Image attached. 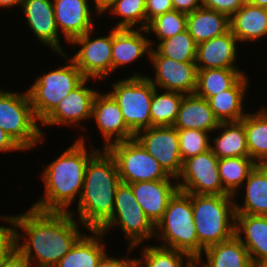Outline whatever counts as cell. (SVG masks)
I'll return each instance as SVG.
<instances>
[{
    "label": "cell",
    "mask_w": 267,
    "mask_h": 267,
    "mask_svg": "<svg viewBox=\"0 0 267 267\" xmlns=\"http://www.w3.org/2000/svg\"><path fill=\"white\" fill-rule=\"evenodd\" d=\"M229 26L238 41L267 36V9L245 3L229 18Z\"/></svg>",
    "instance_id": "obj_24"
},
{
    "label": "cell",
    "mask_w": 267,
    "mask_h": 267,
    "mask_svg": "<svg viewBox=\"0 0 267 267\" xmlns=\"http://www.w3.org/2000/svg\"><path fill=\"white\" fill-rule=\"evenodd\" d=\"M36 120L27 91L18 94L0 90V128L23 150L43 140Z\"/></svg>",
    "instance_id": "obj_6"
},
{
    "label": "cell",
    "mask_w": 267,
    "mask_h": 267,
    "mask_svg": "<svg viewBox=\"0 0 267 267\" xmlns=\"http://www.w3.org/2000/svg\"><path fill=\"white\" fill-rule=\"evenodd\" d=\"M108 36L90 40V33L74 38L70 43L81 45L71 58L86 79L105 78L112 72V31Z\"/></svg>",
    "instance_id": "obj_13"
},
{
    "label": "cell",
    "mask_w": 267,
    "mask_h": 267,
    "mask_svg": "<svg viewBox=\"0 0 267 267\" xmlns=\"http://www.w3.org/2000/svg\"><path fill=\"white\" fill-rule=\"evenodd\" d=\"M69 60V65L36 79L34 85L27 91L38 121L43 122L60 101L86 79L73 60Z\"/></svg>",
    "instance_id": "obj_7"
},
{
    "label": "cell",
    "mask_w": 267,
    "mask_h": 267,
    "mask_svg": "<svg viewBox=\"0 0 267 267\" xmlns=\"http://www.w3.org/2000/svg\"><path fill=\"white\" fill-rule=\"evenodd\" d=\"M142 254L143 261L135 259V267H184V256L188 258L185 267H189L195 261L183 251L163 246L148 245Z\"/></svg>",
    "instance_id": "obj_35"
},
{
    "label": "cell",
    "mask_w": 267,
    "mask_h": 267,
    "mask_svg": "<svg viewBox=\"0 0 267 267\" xmlns=\"http://www.w3.org/2000/svg\"><path fill=\"white\" fill-rule=\"evenodd\" d=\"M115 0H95L98 13L106 12L114 3Z\"/></svg>",
    "instance_id": "obj_47"
},
{
    "label": "cell",
    "mask_w": 267,
    "mask_h": 267,
    "mask_svg": "<svg viewBox=\"0 0 267 267\" xmlns=\"http://www.w3.org/2000/svg\"><path fill=\"white\" fill-rule=\"evenodd\" d=\"M196 260L189 266V267H197V265H196ZM199 267V266H198Z\"/></svg>",
    "instance_id": "obj_51"
},
{
    "label": "cell",
    "mask_w": 267,
    "mask_h": 267,
    "mask_svg": "<svg viewBox=\"0 0 267 267\" xmlns=\"http://www.w3.org/2000/svg\"><path fill=\"white\" fill-rule=\"evenodd\" d=\"M156 51L179 62H195L197 43L187 29L173 37L160 41Z\"/></svg>",
    "instance_id": "obj_36"
},
{
    "label": "cell",
    "mask_w": 267,
    "mask_h": 267,
    "mask_svg": "<svg viewBox=\"0 0 267 267\" xmlns=\"http://www.w3.org/2000/svg\"><path fill=\"white\" fill-rule=\"evenodd\" d=\"M243 208L235 204V214L267 216V165L257 164L246 179Z\"/></svg>",
    "instance_id": "obj_27"
},
{
    "label": "cell",
    "mask_w": 267,
    "mask_h": 267,
    "mask_svg": "<svg viewBox=\"0 0 267 267\" xmlns=\"http://www.w3.org/2000/svg\"><path fill=\"white\" fill-rule=\"evenodd\" d=\"M89 79H85L71 91L55 110L41 123L45 125L79 123L83 119L92 118V104L97 91L85 87Z\"/></svg>",
    "instance_id": "obj_17"
},
{
    "label": "cell",
    "mask_w": 267,
    "mask_h": 267,
    "mask_svg": "<svg viewBox=\"0 0 267 267\" xmlns=\"http://www.w3.org/2000/svg\"><path fill=\"white\" fill-rule=\"evenodd\" d=\"M236 36L229 30L225 34L197 44V69L236 68Z\"/></svg>",
    "instance_id": "obj_20"
},
{
    "label": "cell",
    "mask_w": 267,
    "mask_h": 267,
    "mask_svg": "<svg viewBox=\"0 0 267 267\" xmlns=\"http://www.w3.org/2000/svg\"><path fill=\"white\" fill-rule=\"evenodd\" d=\"M240 232L245 234V242ZM235 235L248 250L254 266L267 259V216L235 214Z\"/></svg>",
    "instance_id": "obj_21"
},
{
    "label": "cell",
    "mask_w": 267,
    "mask_h": 267,
    "mask_svg": "<svg viewBox=\"0 0 267 267\" xmlns=\"http://www.w3.org/2000/svg\"><path fill=\"white\" fill-rule=\"evenodd\" d=\"M249 3L267 9V0H251Z\"/></svg>",
    "instance_id": "obj_49"
},
{
    "label": "cell",
    "mask_w": 267,
    "mask_h": 267,
    "mask_svg": "<svg viewBox=\"0 0 267 267\" xmlns=\"http://www.w3.org/2000/svg\"><path fill=\"white\" fill-rule=\"evenodd\" d=\"M15 254V228L0 226V264Z\"/></svg>",
    "instance_id": "obj_40"
},
{
    "label": "cell",
    "mask_w": 267,
    "mask_h": 267,
    "mask_svg": "<svg viewBox=\"0 0 267 267\" xmlns=\"http://www.w3.org/2000/svg\"><path fill=\"white\" fill-rule=\"evenodd\" d=\"M91 232L95 237L82 235L55 267H97L106 254L104 245L98 242L104 234L100 230Z\"/></svg>",
    "instance_id": "obj_29"
},
{
    "label": "cell",
    "mask_w": 267,
    "mask_h": 267,
    "mask_svg": "<svg viewBox=\"0 0 267 267\" xmlns=\"http://www.w3.org/2000/svg\"><path fill=\"white\" fill-rule=\"evenodd\" d=\"M203 251L207 256L203 267H255L248 250L236 235Z\"/></svg>",
    "instance_id": "obj_28"
},
{
    "label": "cell",
    "mask_w": 267,
    "mask_h": 267,
    "mask_svg": "<svg viewBox=\"0 0 267 267\" xmlns=\"http://www.w3.org/2000/svg\"><path fill=\"white\" fill-rule=\"evenodd\" d=\"M170 180L142 181L129 184L136 201L154 226L162 219L169 200L179 190L177 182L173 186Z\"/></svg>",
    "instance_id": "obj_16"
},
{
    "label": "cell",
    "mask_w": 267,
    "mask_h": 267,
    "mask_svg": "<svg viewBox=\"0 0 267 267\" xmlns=\"http://www.w3.org/2000/svg\"><path fill=\"white\" fill-rule=\"evenodd\" d=\"M255 267H267V259L261 261Z\"/></svg>",
    "instance_id": "obj_50"
},
{
    "label": "cell",
    "mask_w": 267,
    "mask_h": 267,
    "mask_svg": "<svg viewBox=\"0 0 267 267\" xmlns=\"http://www.w3.org/2000/svg\"><path fill=\"white\" fill-rule=\"evenodd\" d=\"M23 0H0V7H12L13 5L22 3Z\"/></svg>",
    "instance_id": "obj_48"
},
{
    "label": "cell",
    "mask_w": 267,
    "mask_h": 267,
    "mask_svg": "<svg viewBox=\"0 0 267 267\" xmlns=\"http://www.w3.org/2000/svg\"><path fill=\"white\" fill-rule=\"evenodd\" d=\"M149 57L155 66L156 77L154 81L152 78H148L155 88L159 86L167 91L179 92L184 95L195 93L198 72L195 62L175 61L152 49Z\"/></svg>",
    "instance_id": "obj_14"
},
{
    "label": "cell",
    "mask_w": 267,
    "mask_h": 267,
    "mask_svg": "<svg viewBox=\"0 0 267 267\" xmlns=\"http://www.w3.org/2000/svg\"><path fill=\"white\" fill-rule=\"evenodd\" d=\"M232 197L230 194H191L193 219L198 237L197 264L200 263L204 249L227 241L235 235V203L232 202Z\"/></svg>",
    "instance_id": "obj_4"
},
{
    "label": "cell",
    "mask_w": 267,
    "mask_h": 267,
    "mask_svg": "<svg viewBox=\"0 0 267 267\" xmlns=\"http://www.w3.org/2000/svg\"><path fill=\"white\" fill-rule=\"evenodd\" d=\"M208 132L197 129H178L182 161L210 150Z\"/></svg>",
    "instance_id": "obj_39"
},
{
    "label": "cell",
    "mask_w": 267,
    "mask_h": 267,
    "mask_svg": "<svg viewBox=\"0 0 267 267\" xmlns=\"http://www.w3.org/2000/svg\"><path fill=\"white\" fill-rule=\"evenodd\" d=\"M241 122L246 132L249 157L259 161L258 164L267 165V110L263 108L255 114L247 113Z\"/></svg>",
    "instance_id": "obj_32"
},
{
    "label": "cell",
    "mask_w": 267,
    "mask_h": 267,
    "mask_svg": "<svg viewBox=\"0 0 267 267\" xmlns=\"http://www.w3.org/2000/svg\"><path fill=\"white\" fill-rule=\"evenodd\" d=\"M57 29H61L70 43L74 38L92 31L91 10L88 0H53ZM59 27V28H58Z\"/></svg>",
    "instance_id": "obj_19"
},
{
    "label": "cell",
    "mask_w": 267,
    "mask_h": 267,
    "mask_svg": "<svg viewBox=\"0 0 267 267\" xmlns=\"http://www.w3.org/2000/svg\"><path fill=\"white\" fill-rule=\"evenodd\" d=\"M186 26L187 14L173 10L152 19L144 31H154L162 41L185 31Z\"/></svg>",
    "instance_id": "obj_38"
},
{
    "label": "cell",
    "mask_w": 267,
    "mask_h": 267,
    "mask_svg": "<svg viewBox=\"0 0 267 267\" xmlns=\"http://www.w3.org/2000/svg\"><path fill=\"white\" fill-rule=\"evenodd\" d=\"M200 3V4H199ZM202 0H172L174 10L185 14L202 7Z\"/></svg>",
    "instance_id": "obj_43"
},
{
    "label": "cell",
    "mask_w": 267,
    "mask_h": 267,
    "mask_svg": "<svg viewBox=\"0 0 267 267\" xmlns=\"http://www.w3.org/2000/svg\"><path fill=\"white\" fill-rule=\"evenodd\" d=\"M135 259L122 260L114 259L107 256V253L102 257L97 267H135Z\"/></svg>",
    "instance_id": "obj_44"
},
{
    "label": "cell",
    "mask_w": 267,
    "mask_h": 267,
    "mask_svg": "<svg viewBox=\"0 0 267 267\" xmlns=\"http://www.w3.org/2000/svg\"><path fill=\"white\" fill-rule=\"evenodd\" d=\"M243 75L238 68L198 69L195 94L208 99L230 89Z\"/></svg>",
    "instance_id": "obj_31"
},
{
    "label": "cell",
    "mask_w": 267,
    "mask_h": 267,
    "mask_svg": "<svg viewBox=\"0 0 267 267\" xmlns=\"http://www.w3.org/2000/svg\"><path fill=\"white\" fill-rule=\"evenodd\" d=\"M155 86L148 77L135 74L113 83L109 92L117 101L127 127L136 134L151 127L150 106Z\"/></svg>",
    "instance_id": "obj_8"
},
{
    "label": "cell",
    "mask_w": 267,
    "mask_h": 267,
    "mask_svg": "<svg viewBox=\"0 0 267 267\" xmlns=\"http://www.w3.org/2000/svg\"><path fill=\"white\" fill-rule=\"evenodd\" d=\"M223 132L214 139L215 146L211 144L210 149L218 158L249 156L246 132L244 124L238 122H220L217 129Z\"/></svg>",
    "instance_id": "obj_30"
},
{
    "label": "cell",
    "mask_w": 267,
    "mask_h": 267,
    "mask_svg": "<svg viewBox=\"0 0 267 267\" xmlns=\"http://www.w3.org/2000/svg\"><path fill=\"white\" fill-rule=\"evenodd\" d=\"M154 89L151 106V127L152 126H173L179 112L180 104L185 96L179 92L167 91L158 94Z\"/></svg>",
    "instance_id": "obj_34"
},
{
    "label": "cell",
    "mask_w": 267,
    "mask_h": 267,
    "mask_svg": "<svg viewBox=\"0 0 267 267\" xmlns=\"http://www.w3.org/2000/svg\"><path fill=\"white\" fill-rule=\"evenodd\" d=\"M72 215L71 212L41 211L31 207L20 216L1 218L14 225L15 253L30 267H33L31 258L38 260L36 264L39 267H55L82 236ZM17 227L29 236L19 246ZM33 250L36 253L34 256Z\"/></svg>",
    "instance_id": "obj_1"
},
{
    "label": "cell",
    "mask_w": 267,
    "mask_h": 267,
    "mask_svg": "<svg viewBox=\"0 0 267 267\" xmlns=\"http://www.w3.org/2000/svg\"><path fill=\"white\" fill-rule=\"evenodd\" d=\"M120 224L124 234L130 241L129 250L139 245L145 239L157 235L155 226L146 217L142 207L136 201L131 186L121 182L115 192L113 214L99 229L103 234L112 225Z\"/></svg>",
    "instance_id": "obj_9"
},
{
    "label": "cell",
    "mask_w": 267,
    "mask_h": 267,
    "mask_svg": "<svg viewBox=\"0 0 267 267\" xmlns=\"http://www.w3.org/2000/svg\"><path fill=\"white\" fill-rule=\"evenodd\" d=\"M139 32L135 29L112 30V71L120 65L136 61L145 52L149 56L151 41Z\"/></svg>",
    "instance_id": "obj_23"
},
{
    "label": "cell",
    "mask_w": 267,
    "mask_h": 267,
    "mask_svg": "<svg viewBox=\"0 0 267 267\" xmlns=\"http://www.w3.org/2000/svg\"><path fill=\"white\" fill-rule=\"evenodd\" d=\"M83 140L78 139L46 167L42 174L46 193L33 208L41 211L69 212L68 207L75 196L80 198L86 165L99 150L92 148V151L87 153Z\"/></svg>",
    "instance_id": "obj_3"
},
{
    "label": "cell",
    "mask_w": 267,
    "mask_h": 267,
    "mask_svg": "<svg viewBox=\"0 0 267 267\" xmlns=\"http://www.w3.org/2000/svg\"><path fill=\"white\" fill-rule=\"evenodd\" d=\"M107 150L115 159L118 174L123 183L171 178L135 138L111 144Z\"/></svg>",
    "instance_id": "obj_10"
},
{
    "label": "cell",
    "mask_w": 267,
    "mask_h": 267,
    "mask_svg": "<svg viewBox=\"0 0 267 267\" xmlns=\"http://www.w3.org/2000/svg\"><path fill=\"white\" fill-rule=\"evenodd\" d=\"M257 164L249 156L219 159L218 170L223 188L234 196L235 190L244 183Z\"/></svg>",
    "instance_id": "obj_33"
},
{
    "label": "cell",
    "mask_w": 267,
    "mask_h": 267,
    "mask_svg": "<svg viewBox=\"0 0 267 267\" xmlns=\"http://www.w3.org/2000/svg\"><path fill=\"white\" fill-rule=\"evenodd\" d=\"M143 130L144 135L137 132L134 138L160 163L169 176L178 178L183 164L178 129L174 126H152Z\"/></svg>",
    "instance_id": "obj_12"
},
{
    "label": "cell",
    "mask_w": 267,
    "mask_h": 267,
    "mask_svg": "<svg viewBox=\"0 0 267 267\" xmlns=\"http://www.w3.org/2000/svg\"><path fill=\"white\" fill-rule=\"evenodd\" d=\"M109 9L112 13L123 17V20L119 21L115 28L133 29L134 25L140 24L142 21L143 25H141L139 30L146 29L147 17L145 0H115Z\"/></svg>",
    "instance_id": "obj_37"
},
{
    "label": "cell",
    "mask_w": 267,
    "mask_h": 267,
    "mask_svg": "<svg viewBox=\"0 0 267 267\" xmlns=\"http://www.w3.org/2000/svg\"><path fill=\"white\" fill-rule=\"evenodd\" d=\"M21 6L29 27L39 40L68 59L59 44L53 2L50 0H23Z\"/></svg>",
    "instance_id": "obj_18"
},
{
    "label": "cell",
    "mask_w": 267,
    "mask_h": 267,
    "mask_svg": "<svg viewBox=\"0 0 267 267\" xmlns=\"http://www.w3.org/2000/svg\"><path fill=\"white\" fill-rule=\"evenodd\" d=\"M245 1V3H249L251 0H244Z\"/></svg>",
    "instance_id": "obj_52"
},
{
    "label": "cell",
    "mask_w": 267,
    "mask_h": 267,
    "mask_svg": "<svg viewBox=\"0 0 267 267\" xmlns=\"http://www.w3.org/2000/svg\"><path fill=\"white\" fill-rule=\"evenodd\" d=\"M120 183L115 159L107 149L98 150L86 165L78 201L79 219L89 231L99 230L111 218Z\"/></svg>",
    "instance_id": "obj_2"
},
{
    "label": "cell",
    "mask_w": 267,
    "mask_h": 267,
    "mask_svg": "<svg viewBox=\"0 0 267 267\" xmlns=\"http://www.w3.org/2000/svg\"><path fill=\"white\" fill-rule=\"evenodd\" d=\"M23 150L4 130L0 128V151Z\"/></svg>",
    "instance_id": "obj_45"
},
{
    "label": "cell",
    "mask_w": 267,
    "mask_h": 267,
    "mask_svg": "<svg viewBox=\"0 0 267 267\" xmlns=\"http://www.w3.org/2000/svg\"><path fill=\"white\" fill-rule=\"evenodd\" d=\"M147 25L155 17L174 10L172 0H145Z\"/></svg>",
    "instance_id": "obj_42"
},
{
    "label": "cell",
    "mask_w": 267,
    "mask_h": 267,
    "mask_svg": "<svg viewBox=\"0 0 267 267\" xmlns=\"http://www.w3.org/2000/svg\"><path fill=\"white\" fill-rule=\"evenodd\" d=\"M92 117L96 120L99 130L106 140L104 149L111 144L135 137V134L127 127L117 101L110 93L101 95L97 92L92 104ZM114 136L116 138L112 142L111 139Z\"/></svg>",
    "instance_id": "obj_15"
},
{
    "label": "cell",
    "mask_w": 267,
    "mask_h": 267,
    "mask_svg": "<svg viewBox=\"0 0 267 267\" xmlns=\"http://www.w3.org/2000/svg\"><path fill=\"white\" fill-rule=\"evenodd\" d=\"M186 29L199 44L228 32L229 17L221 12L200 7L187 14Z\"/></svg>",
    "instance_id": "obj_25"
},
{
    "label": "cell",
    "mask_w": 267,
    "mask_h": 267,
    "mask_svg": "<svg viewBox=\"0 0 267 267\" xmlns=\"http://www.w3.org/2000/svg\"><path fill=\"white\" fill-rule=\"evenodd\" d=\"M0 267H30V266L15 253L7 261L0 264Z\"/></svg>",
    "instance_id": "obj_46"
},
{
    "label": "cell",
    "mask_w": 267,
    "mask_h": 267,
    "mask_svg": "<svg viewBox=\"0 0 267 267\" xmlns=\"http://www.w3.org/2000/svg\"><path fill=\"white\" fill-rule=\"evenodd\" d=\"M155 230L161 233L164 243L165 240L169 243L160 246L183 251L194 260L198 259V237L193 219L191 194L178 190L169 200L162 219L155 225Z\"/></svg>",
    "instance_id": "obj_5"
},
{
    "label": "cell",
    "mask_w": 267,
    "mask_h": 267,
    "mask_svg": "<svg viewBox=\"0 0 267 267\" xmlns=\"http://www.w3.org/2000/svg\"><path fill=\"white\" fill-rule=\"evenodd\" d=\"M220 122L212 112L207 99L193 94H186L180 104L176 129H197L205 132L217 130Z\"/></svg>",
    "instance_id": "obj_22"
},
{
    "label": "cell",
    "mask_w": 267,
    "mask_h": 267,
    "mask_svg": "<svg viewBox=\"0 0 267 267\" xmlns=\"http://www.w3.org/2000/svg\"><path fill=\"white\" fill-rule=\"evenodd\" d=\"M247 83V77L243 75L230 89L207 99L219 122H238L246 116L242 113V100Z\"/></svg>",
    "instance_id": "obj_26"
},
{
    "label": "cell",
    "mask_w": 267,
    "mask_h": 267,
    "mask_svg": "<svg viewBox=\"0 0 267 267\" xmlns=\"http://www.w3.org/2000/svg\"><path fill=\"white\" fill-rule=\"evenodd\" d=\"M202 7L226 14L229 18L245 4L244 0H202Z\"/></svg>",
    "instance_id": "obj_41"
},
{
    "label": "cell",
    "mask_w": 267,
    "mask_h": 267,
    "mask_svg": "<svg viewBox=\"0 0 267 267\" xmlns=\"http://www.w3.org/2000/svg\"><path fill=\"white\" fill-rule=\"evenodd\" d=\"M218 161L211 149L184 160L178 179L183 177L185 183H177L179 190L189 194H229L221 183Z\"/></svg>",
    "instance_id": "obj_11"
}]
</instances>
